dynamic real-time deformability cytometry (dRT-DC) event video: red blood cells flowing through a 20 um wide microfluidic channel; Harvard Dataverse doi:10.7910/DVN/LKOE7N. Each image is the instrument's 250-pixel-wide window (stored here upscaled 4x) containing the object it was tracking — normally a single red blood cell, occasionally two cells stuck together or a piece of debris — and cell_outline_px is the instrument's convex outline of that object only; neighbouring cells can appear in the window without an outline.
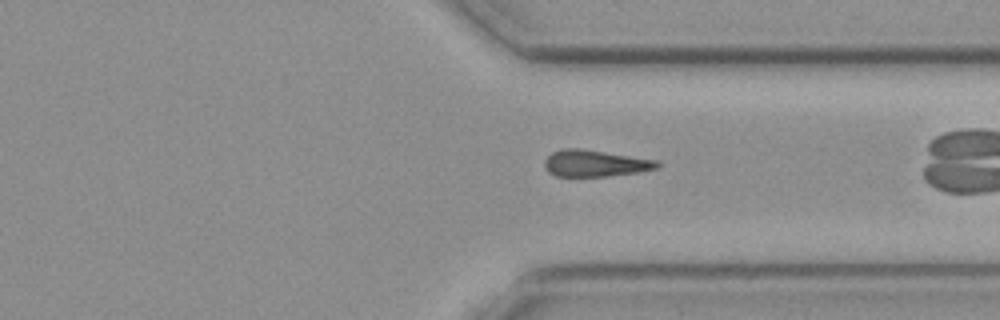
{"species": "common noctule bat (a hibernating species)", "species_latin": "Nyctalus noctula", "temperature_condition": "cold", "stored_images_in_passage": 45, "camera_frame_rate_fps": 3000, "um_per_image_px": 0.085, "animal": {"sex": "female", "body_mass_g": 19.3, "forearm_length_mm": 54.1}, "frame": {"image": 1, "passage_image": 39, "time_ms": 12.667, "image_size_px": [1000, 320], "cell_outline_px": [[660, 168], [636, 172], [608, 176], [556, 176], [548, 172], [544, 164], [544, 160], [552, 152], [564, 148], [580, 148], [660, 160]], "centroid_in_image_um": [50.61, 13.87], "position_along_channel_um": 360.8, "area_um2": 17.57}, "authors_computed_cell_mechanics": {"area_um2": 18.3226, "velocity_mm_per_s": 3.8153, "shape_relaxation_time_tau1_ms": 10.2938, "shape_relaxation_time_tau2_ms": null, "deformation_change_tau1": 0.1704, "deformation_change_tau2": null}}